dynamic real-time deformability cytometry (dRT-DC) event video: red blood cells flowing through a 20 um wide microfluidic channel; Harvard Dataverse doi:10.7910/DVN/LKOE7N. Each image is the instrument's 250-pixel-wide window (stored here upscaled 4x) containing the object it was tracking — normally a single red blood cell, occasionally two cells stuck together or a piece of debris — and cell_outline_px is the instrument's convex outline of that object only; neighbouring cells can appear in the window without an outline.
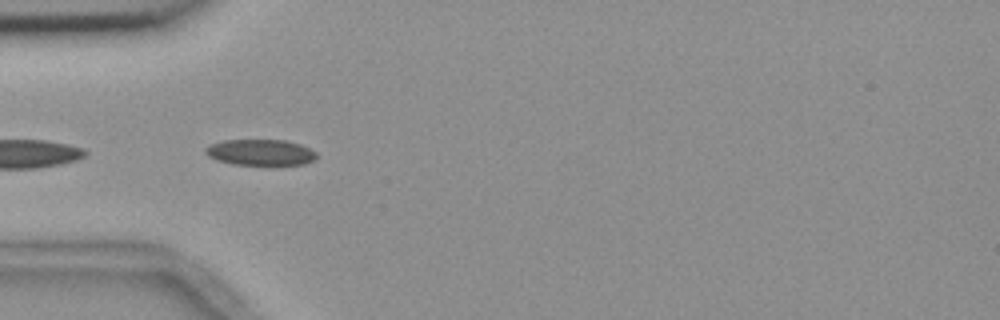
{"species": "common noctule bat (a hibernating species)", "species_latin": "Nyctalus noctula", "temperature_condition": "room temperature", "stored_images_in_passage": 7, "camera_frame_rate_fps": 3000, "um_per_image_px": 0.085, "animal": {"sex": "female", "body_mass_g": 18.4}, "frame": {"image": 1, "passage_image": 2, "time_ms": 0.333, "image_size_px": [1000, 320], "cell_outline_px": [[316, 156], [312, 160], [304, 164], [232, 164], [216, 160], [208, 156], [204, 152], [204, 148], [208, 144], [224, 140], [284, 140], [300, 144], [316, 152]], "centroid_in_image_um": [22.06, 12.94], "position_along_channel_um": 62.9, "area_um2": 16.7}}